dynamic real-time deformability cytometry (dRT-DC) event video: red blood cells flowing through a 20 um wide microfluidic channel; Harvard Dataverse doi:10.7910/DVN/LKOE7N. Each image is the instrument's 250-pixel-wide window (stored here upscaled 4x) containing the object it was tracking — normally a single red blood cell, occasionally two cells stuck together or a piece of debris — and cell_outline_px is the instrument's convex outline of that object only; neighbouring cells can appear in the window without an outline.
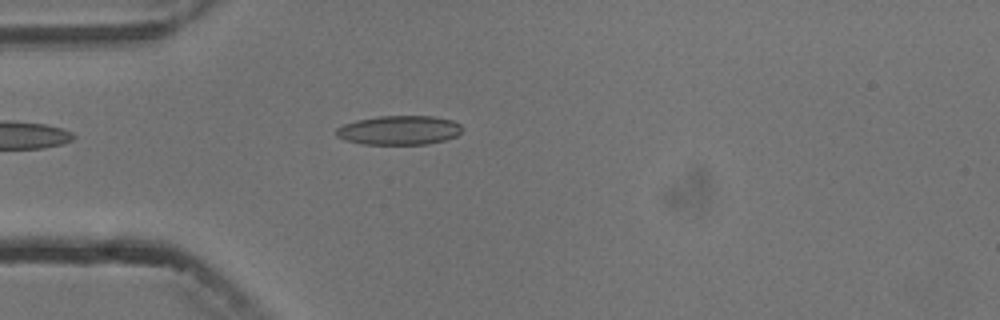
{"species": "common noctule bat (a hibernating species)", "species_latin": "Nyctalus noctula", "temperature_condition": "cold", "stored_images_in_passage": 2, "camera_frame_rate_fps": 3000, "um_per_image_px": 0.085, "animal": {"sex": "male", "body_mass_g": 13.3}, "frame": {"image": 1, "passage_image": 2, "time_ms": 1.333, "image_size_px": [1000, 320], "cell_outline_px": [[464, 128], [456, 136], [444, 140], [428, 144], [364, 144], [344, 140], [336, 136], [336, 128], [344, 124], [356, 120], [376, 116], [432, 116], [452, 120], [460, 124]], "centroid_in_image_um": [33.92, 11.06], "position_along_channel_um": 51.1, "area_um2": 21.5}}